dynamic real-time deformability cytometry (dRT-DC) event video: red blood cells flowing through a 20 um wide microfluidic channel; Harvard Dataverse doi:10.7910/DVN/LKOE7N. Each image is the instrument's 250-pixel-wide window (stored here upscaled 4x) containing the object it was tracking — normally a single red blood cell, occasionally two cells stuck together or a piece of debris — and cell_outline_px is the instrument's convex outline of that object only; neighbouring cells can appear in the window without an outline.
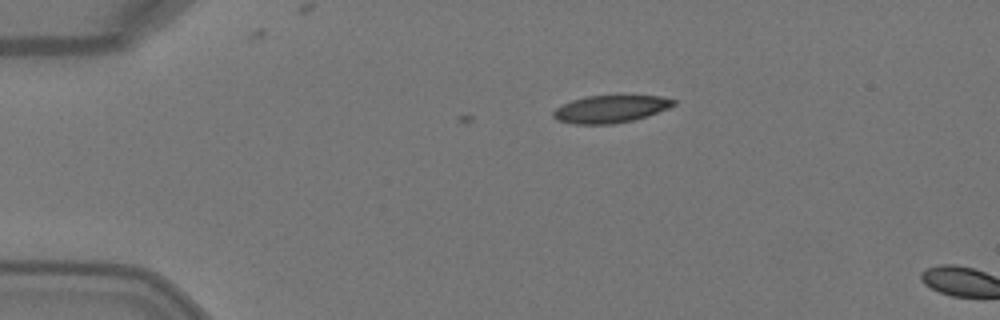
{"species": "Egyptian fruit bat (a non-hibernating species)", "species_latin": "Rousettus aegyptiacus", "temperature_condition": "warm", "stored_images_in_passage": 2, "camera_frame_rate_fps": 3000, "um_per_image_px": 0.085, "animal": {"sex": "female"}, "frame": {"image": 1, "passage_image": 1, "time_ms": 0.0, "image_size_px": [1000, 320], "cell_outline_px": [[676, 104], [668, 108], [632, 120], [612, 124], [572, 124], [556, 120], [552, 116], [552, 112], [556, 108], [572, 100], [588, 96], [620, 92], [660, 96], [676, 100]], "centroid_in_image_um": [51.9, 9.21], "position_along_channel_um": 33.1, "area_um2": 20.0}}